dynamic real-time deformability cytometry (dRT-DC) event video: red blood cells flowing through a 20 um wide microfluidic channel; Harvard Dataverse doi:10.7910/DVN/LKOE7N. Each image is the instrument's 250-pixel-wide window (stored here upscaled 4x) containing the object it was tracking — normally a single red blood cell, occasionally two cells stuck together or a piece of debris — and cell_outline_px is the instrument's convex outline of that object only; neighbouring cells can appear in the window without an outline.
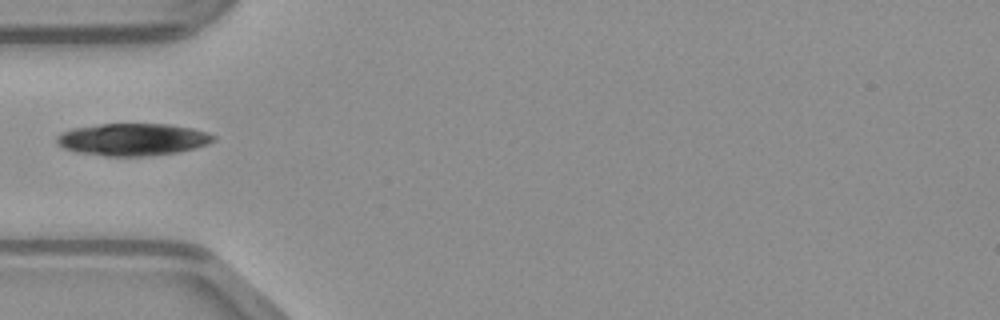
{"species": "common noctule bat (a hibernating species)", "species_latin": "Nyctalus noctula", "temperature_condition": "warm", "stored_images_in_passage": 21, "camera_frame_rate_fps": 3000, "um_per_image_px": 0.085, "animal": {"sex": "male", "body_mass_g": 23.1, "forearm_length_mm": 52.7}, "frame": {"image": 1, "passage_image": 1, "time_ms": 0.0, "image_size_px": [1000, 320], "cell_outline_px": [[216, 140], [208, 144], [176, 152], [148, 156], [108, 156], [76, 152], [64, 148], [56, 144], [56, 136], [60, 132], [72, 128], [100, 124], [168, 124], [192, 128], [208, 132], [216, 136]], "centroid_in_image_um": [11.26, 11.85], "position_along_channel_um": 73.7, "area_um2": 29.54}}